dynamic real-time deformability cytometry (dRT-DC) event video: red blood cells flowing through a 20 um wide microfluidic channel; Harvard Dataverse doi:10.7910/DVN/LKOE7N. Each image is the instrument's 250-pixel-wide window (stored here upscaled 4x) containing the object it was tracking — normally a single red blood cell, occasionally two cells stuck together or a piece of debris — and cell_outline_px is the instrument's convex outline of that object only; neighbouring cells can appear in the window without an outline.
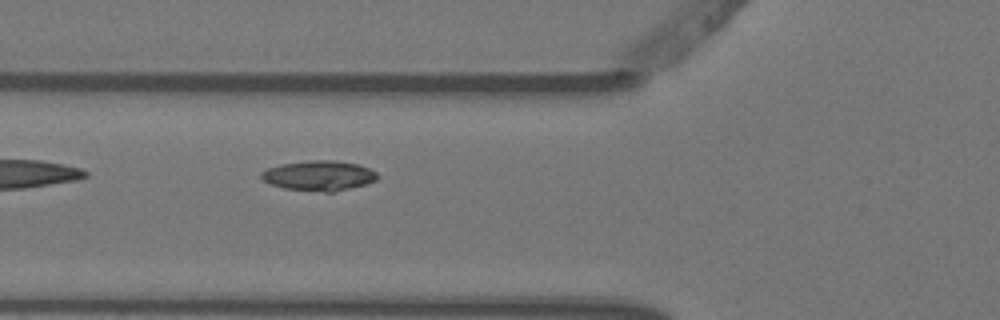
{"species": "Egyptian fruit bat (a non-hibernating species)", "species_latin": "Rousettus aegyptiacus", "temperature_condition": "warm", "stored_images_in_passage": 6, "camera_frame_rate_fps": 3000, "um_per_image_px": 0.085, "animal": {"sex": "female"}, "frame": {"image": 1, "passage_image": 6, "time_ms": 1.667, "image_size_px": [1000, 320], "cell_outline_px": [[380, 176], [376, 180], [364, 184], [332, 192], [324, 192], [284, 188], [272, 184], [264, 180], [260, 176], [260, 172], [268, 168], [280, 164], [308, 160], [332, 160], [356, 164], [368, 168], [376, 172]], "centroid_in_image_um": [27.09, 14.92], "position_along_channel_um": 98.7, "area_um2": 20.11}}